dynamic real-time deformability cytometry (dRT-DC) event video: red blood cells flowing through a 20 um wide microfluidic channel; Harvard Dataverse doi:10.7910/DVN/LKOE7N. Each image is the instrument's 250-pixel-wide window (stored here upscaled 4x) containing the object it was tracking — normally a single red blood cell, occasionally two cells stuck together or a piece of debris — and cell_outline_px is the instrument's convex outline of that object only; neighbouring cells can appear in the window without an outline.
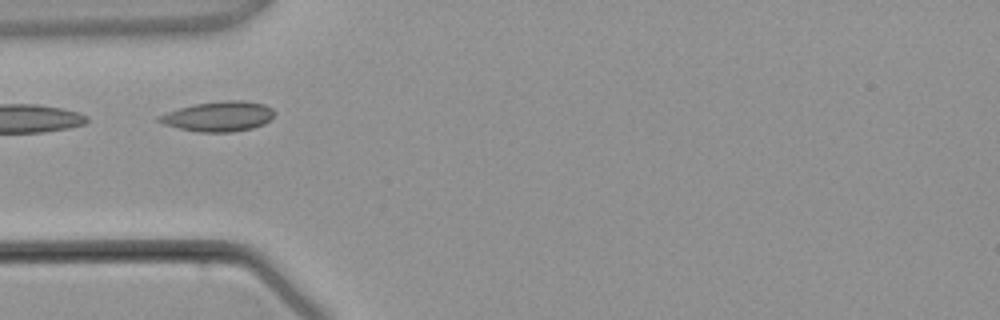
{"species": "common noctule bat (a hibernating species)", "species_latin": "Nyctalus noctula", "temperature_condition": "warm", "stored_images_in_passage": 1, "camera_frame_rate_fps": 3000, "um_per_image_px": 0.085, "animal": {"sex": "male", "body_mass_g": 21.5, "forearm_length_mm": 52.0}, "frame": {"image": 1, "passage_image": 1, "time_ms": 0.0, "image_size_px": [1000, 320], "cell_outline_px": [[276, 112], [264, 124], [252, 128], [232, 132], [196, 132], [164, 124], [156, 120], [156, 116], [192, 104], [224, 100], [244, 100], [264, 104], [272, 108]], "centroid_in_image_um": [18.58, 9.88], "position_along_channel_um": 66.4, "area_um2": 20.23}}